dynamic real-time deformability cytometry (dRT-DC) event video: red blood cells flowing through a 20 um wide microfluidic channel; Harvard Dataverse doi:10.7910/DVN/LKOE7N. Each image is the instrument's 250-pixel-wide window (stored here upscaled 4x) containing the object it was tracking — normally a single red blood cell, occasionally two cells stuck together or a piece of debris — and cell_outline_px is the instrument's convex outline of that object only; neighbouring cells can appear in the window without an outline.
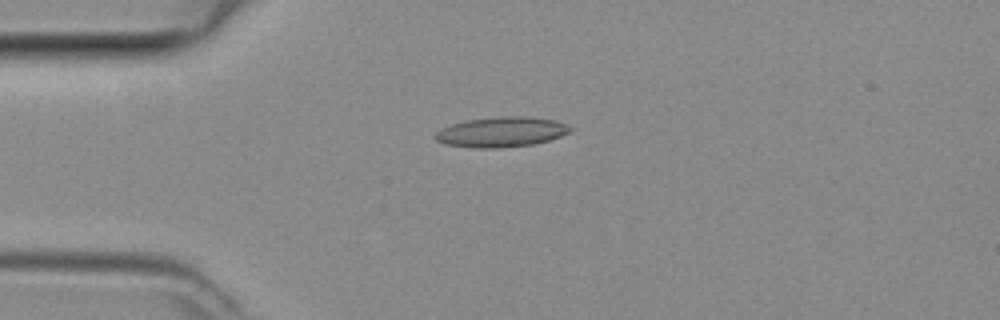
{"species": "common noctule bat (a hibernating species)", "species_latin": "Nyctalus noctula", "temperature_condition": "room temperature", "stored_images_in_passage": 4, "camera_frame_rate_fps": 3000, "um_per_image_px": 0.085, "animal": {"sex": "female", "body_mass_g": 29.2, "forearm_length_mm": 56.3}, "frame": {"image": 1, "passage_image": 4, "time_ms": 1.0, "image_size_px": [1000, 320], "cell_outline_px": [[572, 132], [536, 144], [496, 148], [476, 148], [444, 144], [436, 140], [432, 136], [440, 128], [452, 124], [468, 120], [504, 116], [528, 116], [556, 120], [568, 124], [572, 128]], "centroid_in_image_um": [42.63, 11.22], "position_along_channel_um": 42.4, "area_um2": 23.87}}